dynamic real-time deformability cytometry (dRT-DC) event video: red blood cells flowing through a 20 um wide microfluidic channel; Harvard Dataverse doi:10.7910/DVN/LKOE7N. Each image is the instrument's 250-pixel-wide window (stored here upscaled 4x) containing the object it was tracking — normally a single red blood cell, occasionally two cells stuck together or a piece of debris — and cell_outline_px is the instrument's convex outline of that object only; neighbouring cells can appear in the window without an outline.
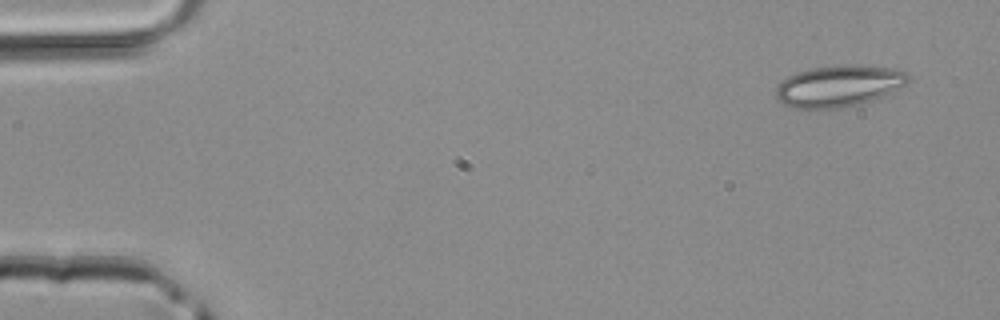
{"species": "common noctule bat (a hibernating species)", "species_latin": "Nyctalus noctula", "temperature_condition": "room temperature", "stored_images_in_passage": 4, "camera_frame_rate_fps": 3000, "um_per_image_px": 0.085, "animal": {"sex": "male", "body_mass_g": 20.4}, "frame": {"image": 1, "passage_image": 1, "time_ms": 0.0, "image_size_px": [1000, 320], "cell_outline_px": [[908, 80], [904, 84], [872, 100], [840, 108], [796, 108], [780, 104], [776, 100], [776, 88], [788, 76], [796, 72], [812, 68], [840, 64], [856, 64], [888, 68], [904, 72], [908, 76]], "centroid_in_image_um": [71.2, 7.3], "position_along_channel_um": 13.8, "area_um2": 31.5}}